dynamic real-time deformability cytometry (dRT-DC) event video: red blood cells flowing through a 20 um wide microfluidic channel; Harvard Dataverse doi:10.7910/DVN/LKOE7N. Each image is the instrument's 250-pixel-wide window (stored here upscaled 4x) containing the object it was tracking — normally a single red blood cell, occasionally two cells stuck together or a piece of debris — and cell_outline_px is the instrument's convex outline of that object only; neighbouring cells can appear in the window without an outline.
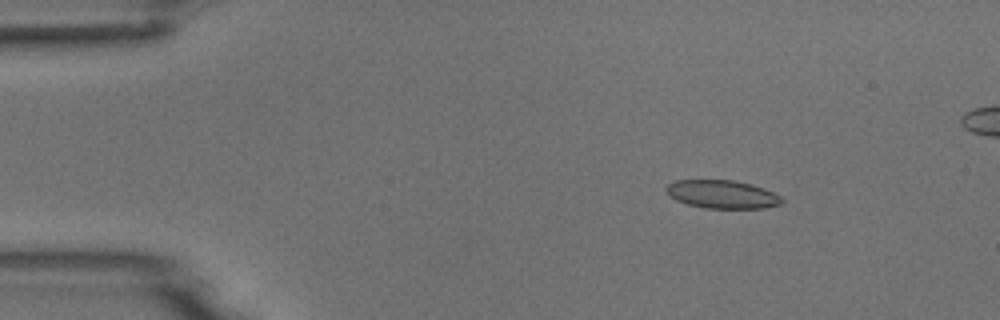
{"species": "common noctule bat (a hibernating species)", "species_latin": "Nyctalus noctula", "temperature_condition": "room temperature", "stored_images_in_passage": 5, "camera_frame_rate_fps": 3000, "um_per_image_px": 0.085, "animal": {"sex": "male", "body_mass_g": 18.8}, "frame": {"image": 1, "passage_image": 2, "time_ms": 2.0, "image_size_px": [1000, 320], "cell_outline_px": [[784, 200], [780, 204], [764, 208], [704, 208], [688, 204], [676, 200], [668, 196], [664, 188], [668, 184], [676, 180], [732, 180], [752, 184], [764, 188], [780, 196]], "centroid_in_image_um": [61.36, 16.51], "position_along_channel_um": 23.6, "area_um2": 19.07}}